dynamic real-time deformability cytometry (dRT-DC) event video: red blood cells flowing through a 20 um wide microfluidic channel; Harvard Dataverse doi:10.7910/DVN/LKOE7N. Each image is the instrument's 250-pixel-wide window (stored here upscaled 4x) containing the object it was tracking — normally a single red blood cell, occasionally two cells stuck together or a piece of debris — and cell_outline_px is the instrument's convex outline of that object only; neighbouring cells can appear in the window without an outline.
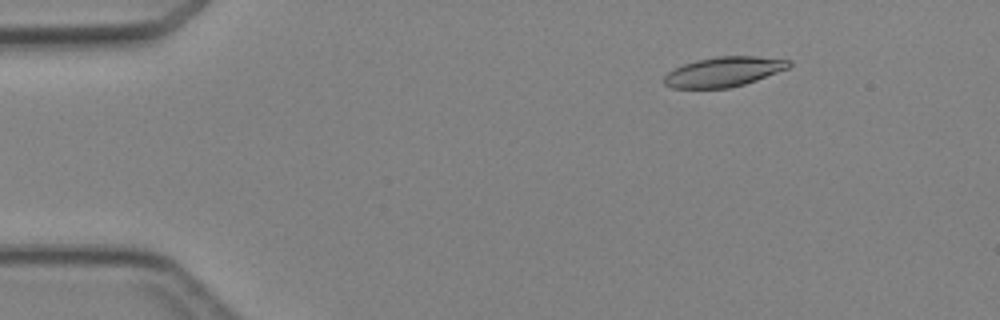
{"species": "Egyptian fruit bat (a non-hibernating species)", "species_latin": "Rousettus aegyptiacus", "temperature_condition": "cold", "stored_images_in_passage": 4, "camera_frame_rate_fps": 3000, "um_per_image_px": 0.085, "animal": {"sex": "female"}, "frame": {"image": 1, "passage_image": 2, "time_ms": 1.333, "image_size_px": [1000, 320], "cell_outline_px": [[792, 64], [788, 68], [756, 80], [744, 84], [728, 88], [672, 88], [664, 84], [660, 80], [672, 68], [696, 60], [716, 56], [756, 56], [792, 60]], "centroid_in_image_um": [61.47, 6.09], "position_along_channel_um": 23.5, "area_um2": 21.85}}
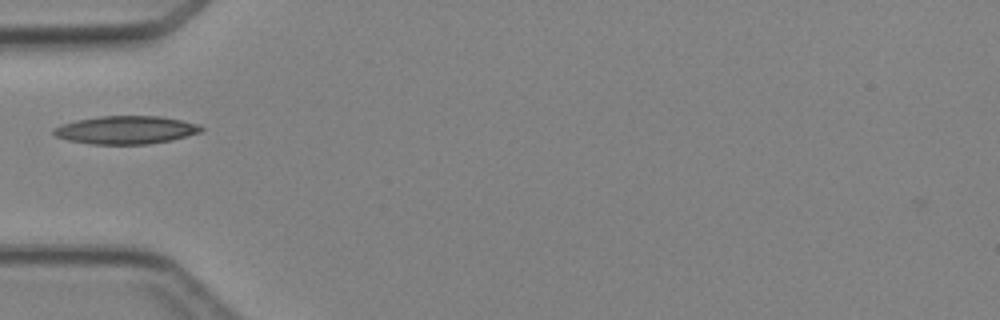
{"frame": {"image": 2, "passage_image": 4, "time_ms": 4.333, "image_size_px": [1000, 320], "cell_outline_px": [[204, 128], [200, 132], [172, 140], [148, 144], [88, 144], [68, 140], [56, 136], [52, 132], [52, 128], [60, 124], [76, 120], [100, 116], [160, 116], [200, 124]], "centroid_in_image_um": [10.67, 11.04], "position_along_channel_um": 74.3, "area_um2": 24.22}}